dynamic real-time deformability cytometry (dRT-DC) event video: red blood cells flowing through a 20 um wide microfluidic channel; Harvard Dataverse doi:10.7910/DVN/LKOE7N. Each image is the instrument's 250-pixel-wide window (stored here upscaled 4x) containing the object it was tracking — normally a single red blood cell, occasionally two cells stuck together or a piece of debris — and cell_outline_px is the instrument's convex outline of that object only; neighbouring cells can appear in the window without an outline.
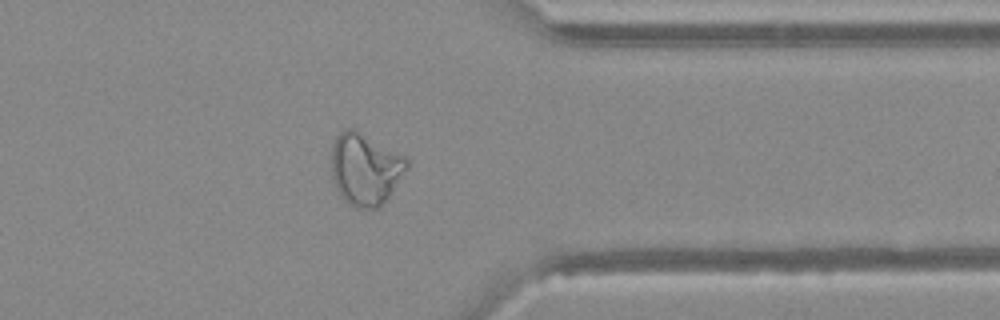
{"species": "Egyptian fruit bat (a non-hibernating species)", "species_latin": "Rousettus aegyptiacus", "temperature_condition": "warm", "stored_images_in_passage": 37, "segment_of_instrument_passage": [1, 2], "camera_frame_rate_fps": 3000, "um_per_image_px": 0.085, "animal": {"sex": "female"}, "frame": {"image": 1, "passage_image": 26, "time_ms": 8.333, "image_size_px": [1000, 320], "cell_outline_px": [[408, 164], [388, 196], [380, 208], [356, 208], [348, 204], [340, 196], [336, 188], [332, 176], [332, 144], [336, 136], [340, 132], [348, 128], [356, 128], [404, 156], [408, 160]], "centroid_in_image_um": [31.0, 14.35], "position_along_channel_um": 380.4, "area_um2": 31.39}}
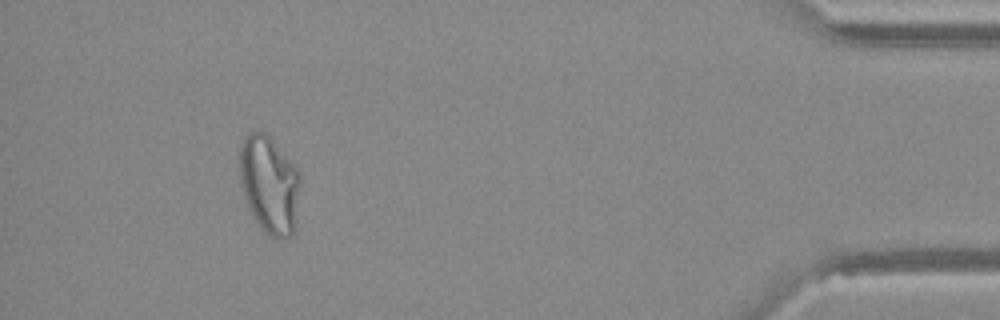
{"frame": {"image": 2, "passage_image": 32, "time_ms": 10.333, "image_size_px": [1000, 320], "cell_outline_px": [[300, 180], [296, 220], [292, 236], [284, 240], [276, 240], [268, 236], [260, 228], [252, 216], [244, 196], [240, 184], [240, 144], [244, 136], [252, 132], [264, 132], [272, 140], [300, 172]], "centroid_in_image_um": [22.89, 15.75], "position_along_channel_um": 412.3, "area_um2": 34.74}}